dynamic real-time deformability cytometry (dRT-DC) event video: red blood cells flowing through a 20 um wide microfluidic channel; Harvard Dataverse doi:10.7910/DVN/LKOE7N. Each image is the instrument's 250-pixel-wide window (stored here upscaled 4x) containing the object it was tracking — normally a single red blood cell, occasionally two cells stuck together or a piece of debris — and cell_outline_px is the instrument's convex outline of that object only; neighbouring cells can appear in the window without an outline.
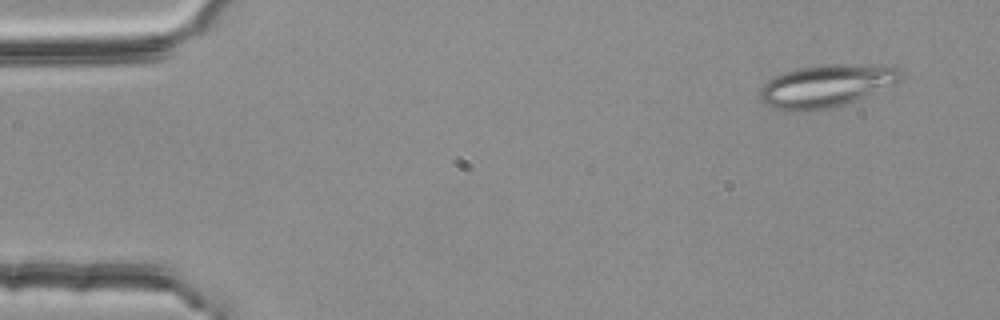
{"species": "common noctule bat (a hibernating species)", "species_latin": "Nyctalus noctula", "temperature_condition": "room temperature", "stored_images_in_passage": 3, "camera_frame_rate_fps": 3000, "um_per_image_px": 0.085, "animal": {"sex": "female", "body_mass_g": 25.1}, "frame": {"image": 1, "passage_image": 1, "time_ms": 0.0, "image_size_px": [1000, 320], "cell_outline_px": [[904, 80], [900, 84], [856, 100], [832, 108], [812, 112], [784, 112], [772, 108], [764, 104], [760, 100], [760, 88], [768, 80], [784, 72], [800, 68], [820, 64], [892, 64], [900, 68], [904, 72]], "centroid_in_image_um": [70.34, 7.3], "position_along_channel_um": 14.7, "area_um2": 36.41}}